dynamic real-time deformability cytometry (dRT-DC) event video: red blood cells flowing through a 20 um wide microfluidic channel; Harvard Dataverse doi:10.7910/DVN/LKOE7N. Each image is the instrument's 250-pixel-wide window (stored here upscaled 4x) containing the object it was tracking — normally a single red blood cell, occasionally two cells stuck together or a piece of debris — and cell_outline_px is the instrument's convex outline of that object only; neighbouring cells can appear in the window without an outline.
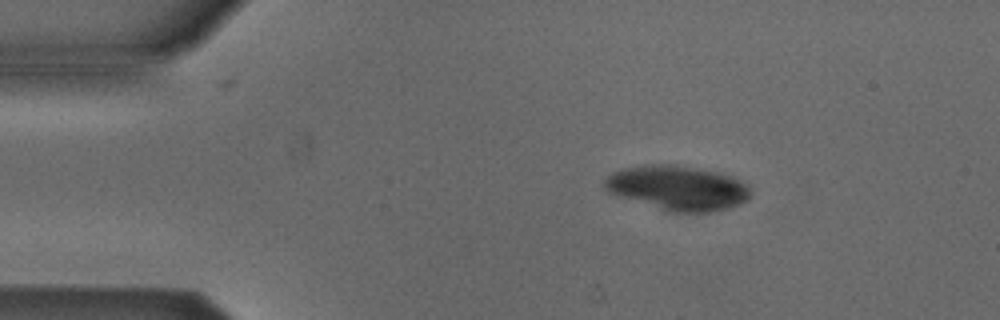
{"species": "Egyptian fruit bat (a non-hibernating species)", "species_latin": "Rousettus aegyptiacus", "temperature_condition": "cold", "stored_images_in_passage": 6, "camera_frame_rate_fps": 3000, "um_per_image_px": 0.085, "animal": {"sex": "male"}, "frame": {"image": 1, "passage_image": 2, "time_ms": 1.333, "image_size_px": [1000, 320], "cell_outline_px": [[752, 196], [748, 200], [728, 208], [708, 212], [664, 212], [608, 192], [604, 188], [604, 180], [612, 172], [624, 168], [644, 164], [676, 164], [720, 172], [732, 176], [748, 184], [752, 188]], "centroid_in_image_um": [57.62, 15.97], "position_along_channel_um": 27.4, "area_um2": 38.67}}